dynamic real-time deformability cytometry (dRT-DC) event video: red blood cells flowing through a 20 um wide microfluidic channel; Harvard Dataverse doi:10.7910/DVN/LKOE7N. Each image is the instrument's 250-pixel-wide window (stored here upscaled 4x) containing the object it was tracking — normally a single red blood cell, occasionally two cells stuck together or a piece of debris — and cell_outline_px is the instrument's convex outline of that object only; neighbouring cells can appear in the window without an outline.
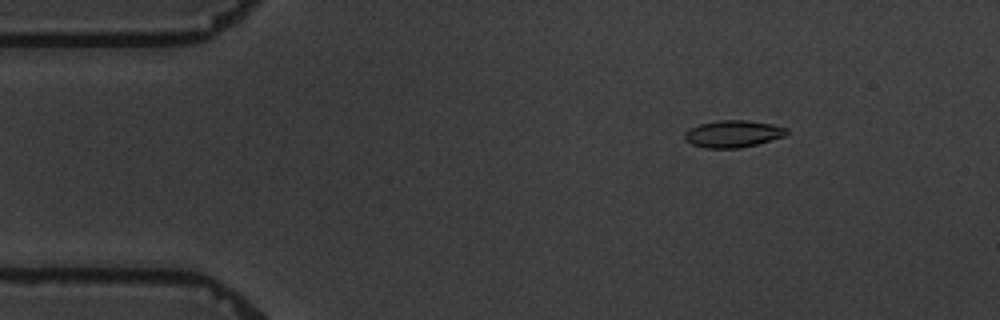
{"species": "common noctule bat (a hibernating species)", "species_latin": "Nyctalus noctula", "temperature_condition": "warm", "stored_images_in_passage": 4, "camera_frame_rate_fps": 3000, "um_per_image_px": 0.085, "animal": {"sex": "male", "body_mass_g": 19.5, "forearm_length_mm": 54.6}, "frame": {"image": 1, "passage_image": 3, "time_ms": 2.333, "image_size_px": [1000, 320], "cell_outline_px": [[788, 132], [784, 136], [756, 144], [740, 148], [704, 148], [692, 144], [684, 140], [684, 132], [700, 124], [720, 120], [748, 120], [772, 124], [788, 128]], "centroid_in_image_um": [62.3, 11.38], "position_along_channel_um": 22.7, "area_um2": 16.01}}